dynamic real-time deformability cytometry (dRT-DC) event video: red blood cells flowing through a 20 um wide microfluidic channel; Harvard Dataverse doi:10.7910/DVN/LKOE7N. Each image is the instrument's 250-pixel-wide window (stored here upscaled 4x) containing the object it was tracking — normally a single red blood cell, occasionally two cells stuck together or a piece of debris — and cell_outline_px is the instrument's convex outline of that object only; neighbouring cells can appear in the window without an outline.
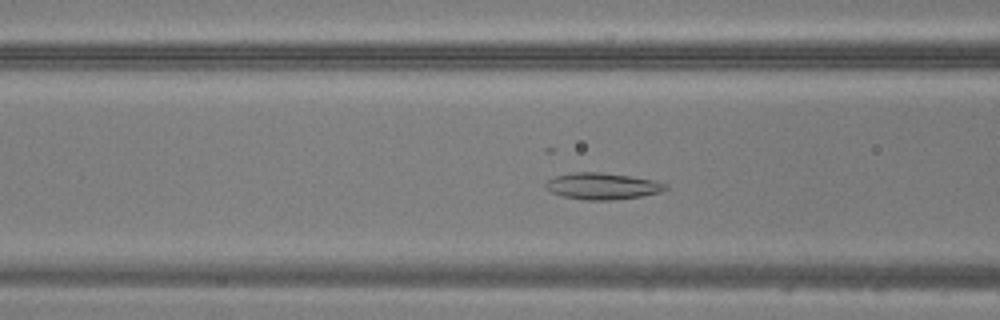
{"species": "common noctule bat (a hibernating species)", "species_latin": "Nyctalus noctula", "temperature_condition": "warm", "stored_images_in_passage": 8, "camera_frame_rate_fps": 3000, "um_per_image_px": 0.085, "animal": {"sex": "male", "body_mass_g": 20.5, "forearm_length_mm": 52.5}, "frame": {"image": 1, "passage_image": 4, "time_ms": 1.0, "image_size_px": [1000, 320], "cell_outline_px": [[668, 188], [660, 192], [644, 196], [612, 200], [584, 200], [564, 196], [552, 192], [544, 188], [544, 184], [548, 180], [556, 176], [572, 172], [600, 172], [656, 180], [668, 184]], "centroid_in_image_um": [51.22, 15.82], "position_along_channel_um": 115.4, "area_um2": 18.61}}
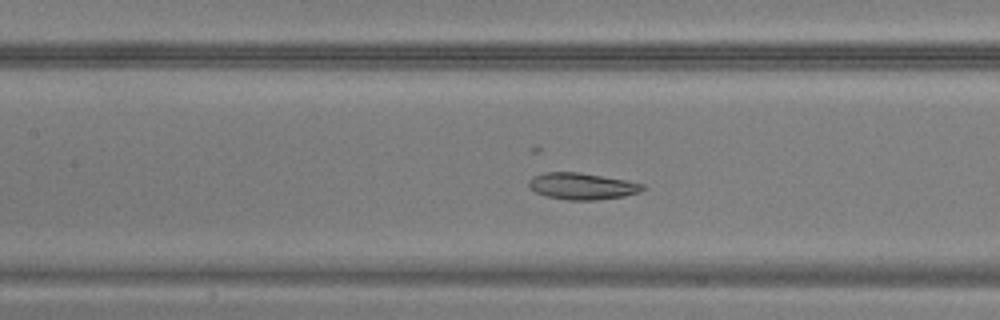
{"frame": {"image": 2, "passage_image": 7, "time_ms": 2.0, "image_size_px": [1000, 320], "cell_outline_px": [[648, 188], [640, 192], [624, 196], [596, 200], [568, 200], [548, 196], [536, 192], [528, 184], [528, 180], [532, 176], [544, 172], [580, 172], [624, 180], [644, 184]], "centroid_in_image_um": [49.5, 15.82], "position_along_channel_um": 157.9, "area_um2": 17.63}}